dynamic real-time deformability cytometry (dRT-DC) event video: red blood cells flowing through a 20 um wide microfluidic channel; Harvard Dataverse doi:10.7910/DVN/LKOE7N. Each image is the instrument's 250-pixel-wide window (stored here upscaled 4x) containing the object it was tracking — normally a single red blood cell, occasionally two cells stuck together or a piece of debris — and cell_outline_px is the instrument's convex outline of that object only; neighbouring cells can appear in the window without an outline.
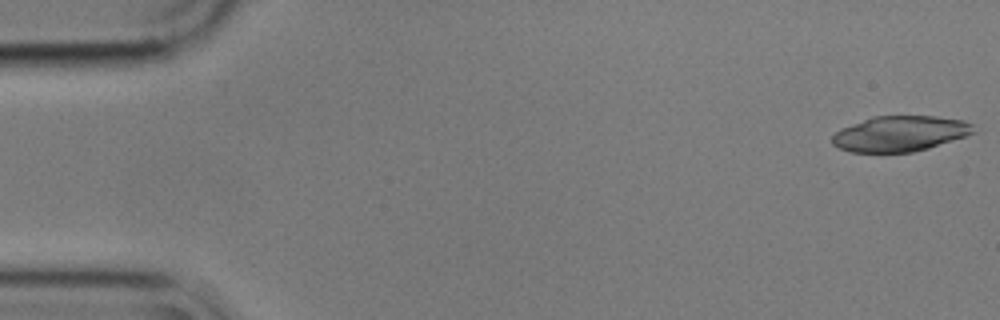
{"species": "common noctule bat (a hibernating species)", "species_latin": "Nyctalus noctula", "temperature_condition": "cold", "stored_images_in_passage": 55, "camera_frame_rate_fps": 3000, "um_per_image_px": 0.085, "animal": {"sex": "male", "body_mass_g": 17.9}, "frame": {"image": 1, "passage_image": 1, "time_ms": 0.0, "image_size_px": [1000, 320], "cell_outline_px": [[976, 132], [928, 148], [912, 152], [852, 152], [840, 148], [832, 144], [832, 136], [840, 128], [872, 116], [936, 116], [964, 120], [972, 124]], "centroid_in_image_um": [76.48, 11.35], "position_along_channel_um": 8.5, "area_um2": 29.13}}